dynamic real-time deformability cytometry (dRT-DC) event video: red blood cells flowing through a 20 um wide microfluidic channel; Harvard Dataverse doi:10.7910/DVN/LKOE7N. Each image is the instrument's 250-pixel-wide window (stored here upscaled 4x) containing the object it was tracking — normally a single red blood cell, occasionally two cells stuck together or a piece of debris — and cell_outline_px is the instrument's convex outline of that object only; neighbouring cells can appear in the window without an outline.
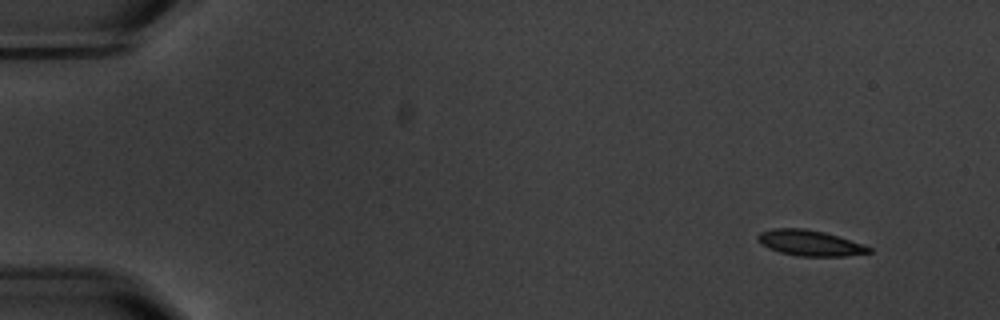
{"species": "common noctule bat (a hibernating species)", "species_latin": "Nyctalus noctula", "temperature_condition": "warm", "stored_images_in_passage": 6, "camera_frame_rate_fps": 3000, "um_per_image_px": 0.085, "animal": {"sex": "male", "body_mass_g": 20.1, "forearm_length_mm": 53.5}, "frame": {"image": 1, "passage_image": 2, "time_ms": 1.0, "image_size_px": [1000, 320], "cell_outline_px": [[872, 252], [844, 256], [800, 256], [780, 252], [768, 248], [756, 240], [756, 236], [760, 232], [772, 228], [804, 228], [824, 232], [872, 248]], "centroid_in_image_um": [68.76, 20.65], "position_along_channel_um": 16.2, "area_um2": 16.42}}